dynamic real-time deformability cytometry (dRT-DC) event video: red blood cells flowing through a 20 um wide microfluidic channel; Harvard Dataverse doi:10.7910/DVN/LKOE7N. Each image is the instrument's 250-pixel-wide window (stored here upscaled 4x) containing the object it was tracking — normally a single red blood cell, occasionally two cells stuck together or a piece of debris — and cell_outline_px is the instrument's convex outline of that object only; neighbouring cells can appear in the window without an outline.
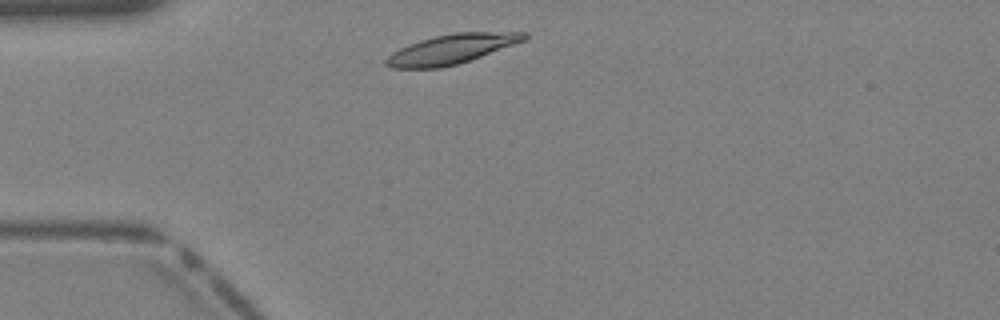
{"species": "Egyptian fruit bat (a non-hibernating species)", "species_latin": "Rousettus aegyptiacus", "temperature_condition": "warm", "stored_images_in_passage": 31, "camera_frame_rate_fps": 3000, "um_per_image_px": 0.085, "animal": {"sex": "female"}, "frame": {"image": 1, "passage_image": 2, "time_ms": 0.333, "image_size_px": [1000, 320], "cell_outline_px": [[528, 40], [456, 64], [440, 68], [388, 68], [384, 64], [384, 60], [392, 52], [408, 44], [420, 40], [452, 32], [528, 32]], "centroid_in_image_um": [38.37, 4.16], "position_along_channel_um": 46.6, "area_um2": 23.81}}
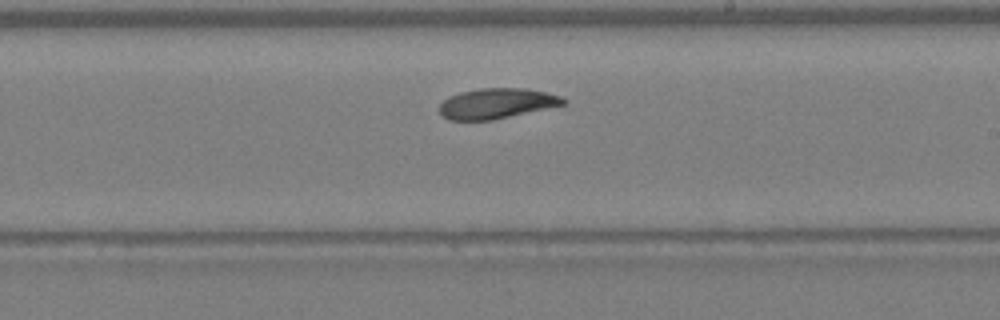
{"frame": {"image": 2, "passage_image": 15, "time_ms": 4.667, "image_size_px": [1000, 320], "cell_outline_px": [[568, 100], [564, 104], [492, 120], [448, 120], [440, 116], [440, 104], [448, 96], [460, 92], [480, 88], [524, 88], [544, 92], [560, 96]], "centroid_in_image_um": [42.16, 8.79], "position_along_channel_um": 246.8, "area_um2": 21.73}}
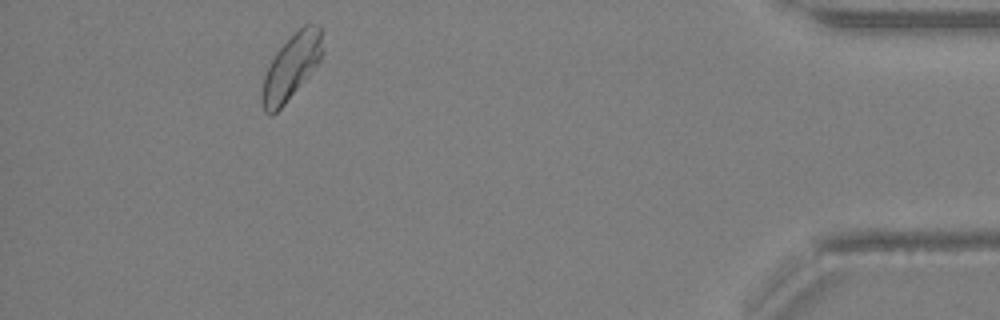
{"frame": {"image": 3, "passage_image": 28, "time_ms": 9.0, "image_size_px": [1000, 320], "cell_outline_px": [[324, 52], [320, 60], [284, 104], [272, 116], [268, 116], [264, 112], [260, 100], [260, 96], [264, 76], [276, 52], [304, 24], [320, 24]], "centroid_in_image_um": [24.75, 5.7], "position_along_channel_um": 410.5, "area_um2": 22.6}}